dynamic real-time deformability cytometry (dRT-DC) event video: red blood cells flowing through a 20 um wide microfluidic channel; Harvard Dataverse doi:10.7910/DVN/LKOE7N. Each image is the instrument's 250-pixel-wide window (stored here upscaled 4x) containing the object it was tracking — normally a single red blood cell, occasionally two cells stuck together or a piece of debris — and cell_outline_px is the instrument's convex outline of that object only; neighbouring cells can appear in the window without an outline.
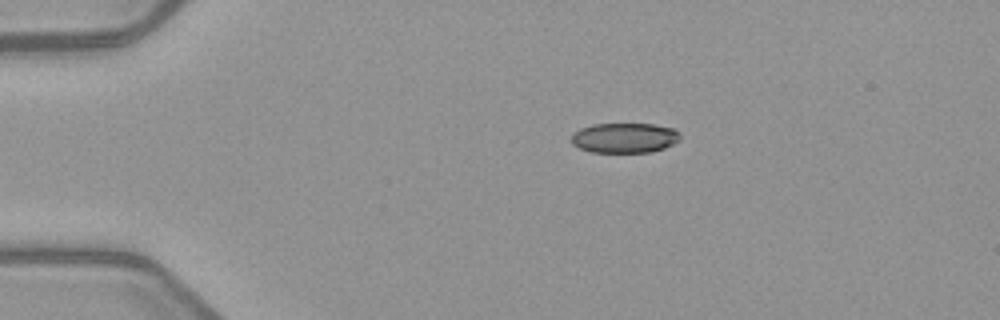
{"species": "common noctule bat (a hibernating species)", "species_latin": "Nyctalus noctula", "temperature_condition": "warm", "stored_images_in_passage": 4, "camera_frame_rate_fps": 3000, "um_per_image_px": 0.085, "animal": {"sex": "female", "body_mass_g": 21.9}, "frame": {"image": 1, "passage_image": 2, "time_ms": 1.0, "image_size_px": [1000, 320], "cell_outline_px": [[680, 140], [664, 148], [652, 152], [592, 152], [580, 148], [572, 144], [572, 132], [580, 128], [592, 124], [652, 124], [672, 128], [680, 136]], "centroid_in_image_um": [53.05, 11.72], "position_along_channel_um": 31.9, "area_um2": 18.96}}
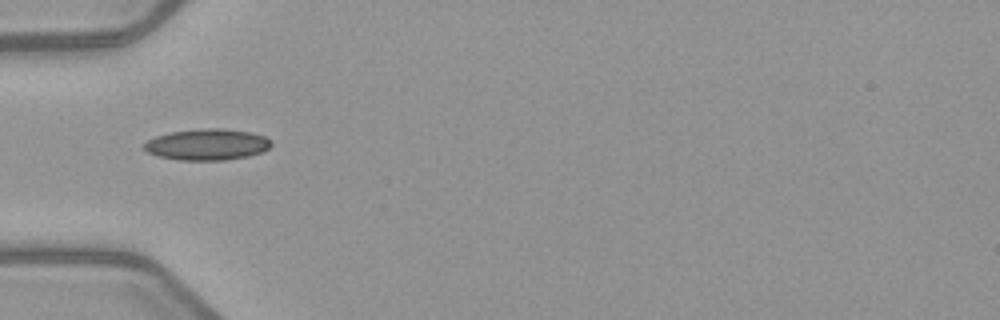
{"frame": {"image": 2, "passage_image": 4, "time_ms": 3.333, "image_size_px": [1000, 320], "cell_outline_px": [[272, 144], [268, 148], [260, 152], [248, 156], [224, 160], [176, 160], [156, 156], [148, 152], [144, 148], [144, 144], [148, 140], [156, 136], [172, 132], [204, 128], [220, 128], [252, 132], [264, 136]], "centroid_in_image_um": [17.59, 12.29], "position_along_channel_um": 67.4, "area_um2": 23.0}}